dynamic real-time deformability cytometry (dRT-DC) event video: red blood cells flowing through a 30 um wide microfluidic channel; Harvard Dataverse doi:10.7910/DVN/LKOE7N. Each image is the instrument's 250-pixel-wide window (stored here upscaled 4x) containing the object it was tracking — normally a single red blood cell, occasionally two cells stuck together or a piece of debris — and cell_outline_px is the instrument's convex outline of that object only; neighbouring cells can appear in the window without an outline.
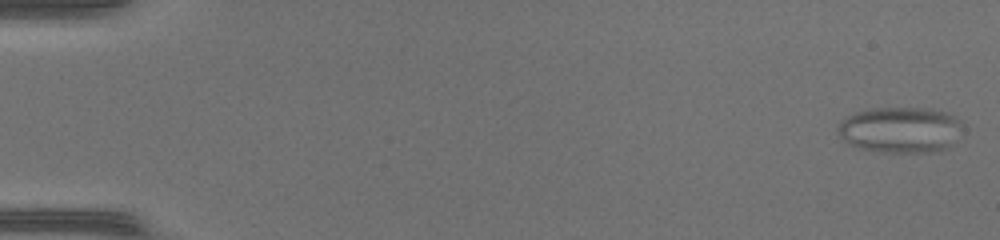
{"species": "common noctule bat (a hibernating species)", "species_latin": "Nyctalus noctula", "temperature_condition": "warm", "stored_images_in_passage": 48, "camera_frame_rate_fps": 3000, "um_per_image_px": 0.085, "animal": {"sex": "female", "body_mass_g": 17.0, "forearm_length_mm": 48.0}, "frame": {"image": 1, "passage_image": 1, "time_ms": 0.0, "image_size_px": [1000, 240], "cell_outline_px": [[964, 128], [952, 144], [944, 148], [932, 152], [880, 152], [860, 148], [848, 144], [836, 132], [836, 128], [848, 116], [856, 112], [872, 108], [932, 108], [948, 112], [956, 116], [960, 120]], "centroid_in_image_um": [76.56, 11.02], "position_along_channel_um": 8.4, "area_um2": 33.64}}
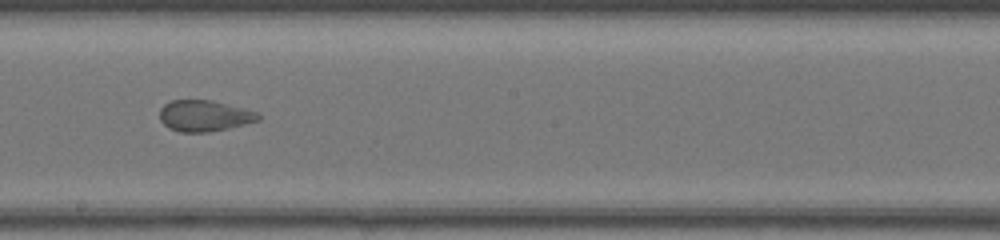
{"frame": {"image": 2, "passage_image": 28, "time_ms": 9.0, "image_size_px": [1000, 240], "cell_outline_px": [[260, 120], [228, 128], [208, 132], [180, 132], [168, 128], [160, 120], [160, 108], [164, 104], [172, 100], [212, 100], [244, 108], [256, 112], [260, 116]], "centroid_in_image_um": [17.35, 9.84], "position_along_channel_um": 230.9, "area_um2": 17.86}}
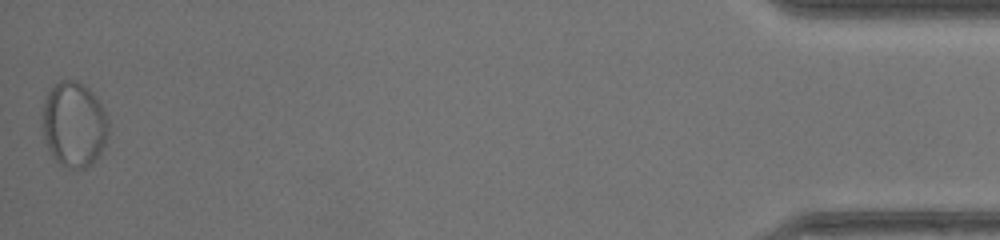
{"frame": {"image": 3, "passage_image": 48, "time_ms": 15.667, "image_size_px": [1000, 240], "cell_outline_px": [[108, 136], [100, 152], [92, 164], [84, 168], [72, 168], [60, 164], [52, 156], [44, 140], [44, 100], [48, 92], [60, 80], [76, 80], [88, 88], [92, 92], [104, 108], [108, 120]], "centroid_in_image_um": [6.31, 10.57], "position_along_channel_um": 428.9, "area_um2": 32.48}}